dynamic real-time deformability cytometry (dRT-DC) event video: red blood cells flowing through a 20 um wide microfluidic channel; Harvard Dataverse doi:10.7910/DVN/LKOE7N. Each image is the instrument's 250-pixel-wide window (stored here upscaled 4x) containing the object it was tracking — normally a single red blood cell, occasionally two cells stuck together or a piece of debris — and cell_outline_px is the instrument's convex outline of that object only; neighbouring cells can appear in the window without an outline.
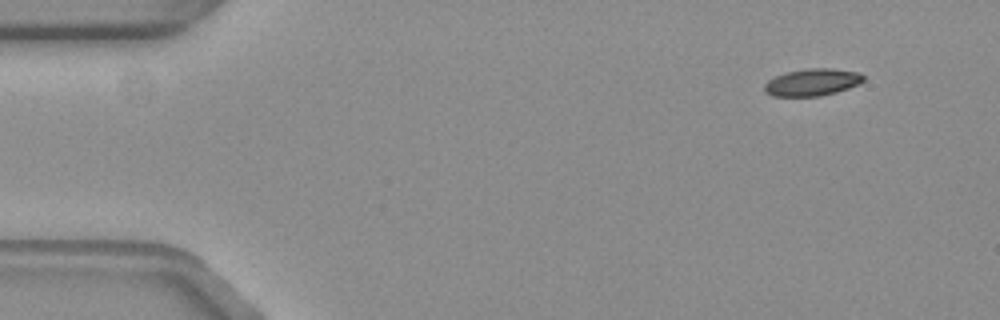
{"species": "common noctule bat (a hibernating species)", "species_latin": "Nyctalus noctula", "temperature_condition": "warm", "stored_images_in_passage": 9, "camera_frame_rate_fps": 3000, "um_per_image_px": 0.085, "animal": {"sex": "female", "body_mass_g": 19.3, "forearm_length_mm": 54.1}, "frame": {"image": 1, "passage_image": 3, "time_ms": 0.667, "image_size_px": [1000, 320], "cell_outline_px": [[860, 80], [852, 84], [828, 92], [796, 96], [772, 92], [768, 88], [800, 72], [844, 72], [860, 76]], "centroid_in_image_um": [69.2, 7.06], "position_along_channel_um": 15.8, "area_um2": 10.69}}